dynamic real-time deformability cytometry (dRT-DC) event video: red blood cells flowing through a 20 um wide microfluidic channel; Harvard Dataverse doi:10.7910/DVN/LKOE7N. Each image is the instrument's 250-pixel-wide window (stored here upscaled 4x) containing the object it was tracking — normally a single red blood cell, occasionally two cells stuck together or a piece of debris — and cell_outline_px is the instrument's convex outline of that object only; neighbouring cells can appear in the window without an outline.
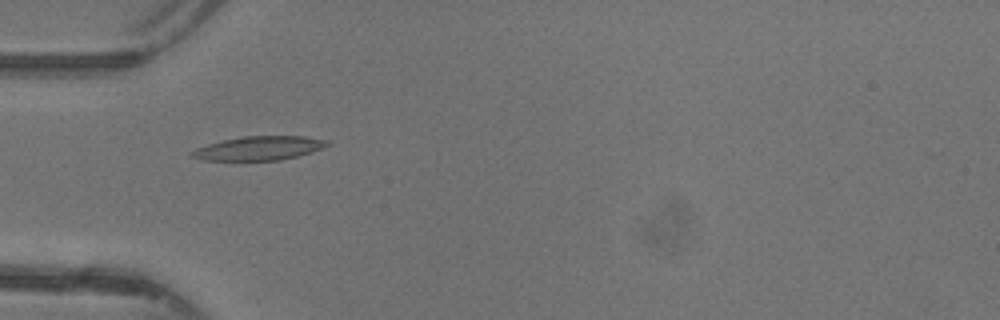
{"species": "common noctule bat (a hibernating species)", "species_latin": "Nyctalus noctula", "temperature_condition": "warm", "stored_images_in_passage": 48, "camera_frame_rate_fps": 3000, "um_per_image_px": 0.085, "animal": {"sex": "female"}, "frame": {"image": 1, "passage_image": 16, "time_ms": 5.0, "image_size_px": [1000, 320], "cell_outline_px": [[332, 144], [312, 152], [280, 160], [204, 160], [188, 156], [188, 152], [196, 148], [208, 144], [224, 140], [244, 136], [304, 136], [328, 140]], "centroid_in_image_um": [22.01, 12.6], "position_along_channel_um": 63.0, "area_um2": 18.9}}
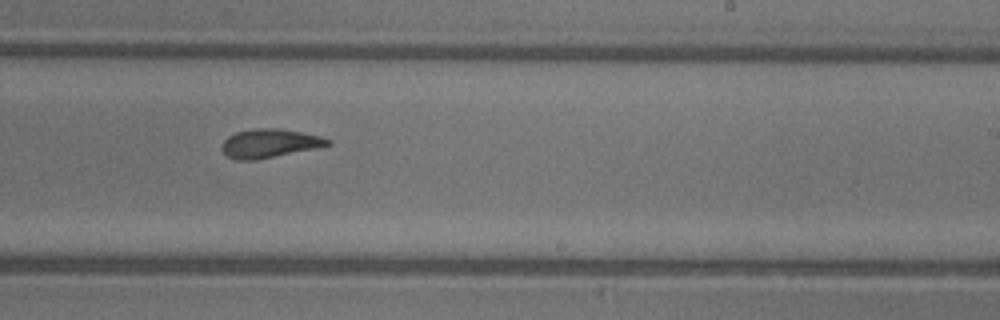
{"frame": {"image": 2, "passage_image": 30, "time_ms": 9.667, "image_size_px": [1000, 320], "cell_outline_px": [[332, 144], [328, 148], [256, 160], [236, 160], [228, 156], [220, 148], [224, 140], [228, 136], [236, 132], [256, 128], [280, 128], [320, 136], [332, 140]], "centroid_in_image_um": [23.02, 12.2], "position_along_channel_um": 266.0, "area_um2": 18.38}}
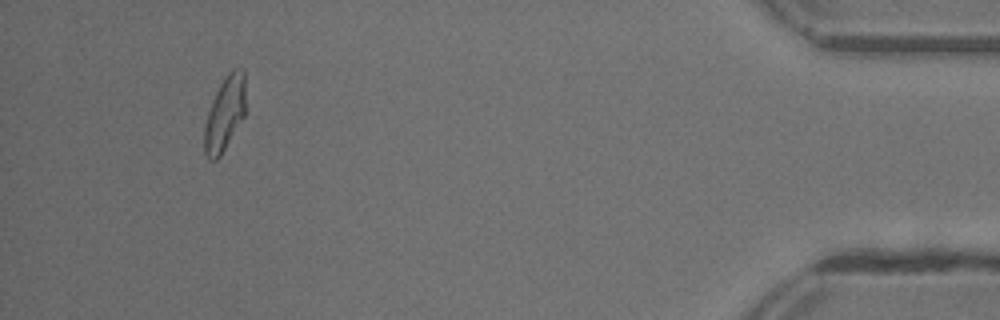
{"frame": {"image": 3, "passage_image": 45, "time_ms": 14.667, "image_size_px": [1000, 320], "cell_outline_px": [[244, 116], [220, 156], [216, 160], [208, 160], [204, 152], [204, 124], [212, 100], [220, 84], [228, 72], [232, 68], [244, 68]], "centroid_in_image_um": [19.08, 9.66], "position_along_channel_um": 416.1, "area_um2": 17.69}, "authors_computed_cell_mechanics": {"area_um2": 18.207, "velocity_mm_per_s": 4.3925, "shape_relaxation_time_tau1_ms": 7.5197, "shape_relaxation_time_tau2_ms": 2.4334, "deformation_change_tau1": 0.228, "deformation_change_tau2": 0.1118}}